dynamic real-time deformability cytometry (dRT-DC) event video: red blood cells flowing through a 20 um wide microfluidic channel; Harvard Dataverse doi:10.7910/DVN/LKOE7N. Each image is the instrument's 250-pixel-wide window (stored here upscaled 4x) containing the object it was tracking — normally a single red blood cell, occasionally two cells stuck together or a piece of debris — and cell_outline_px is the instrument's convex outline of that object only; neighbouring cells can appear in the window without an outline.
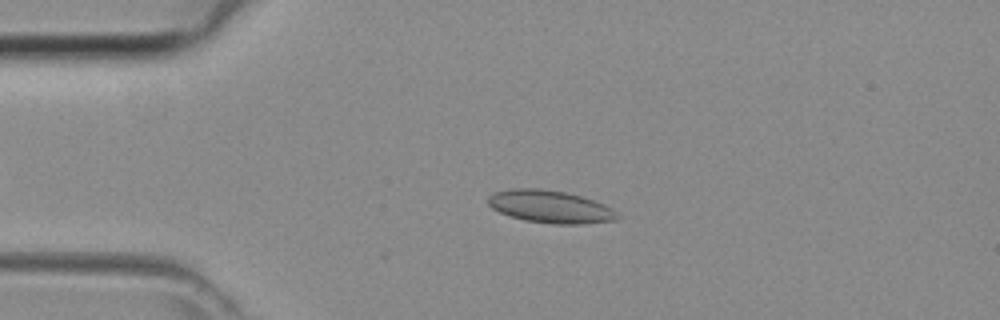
{"species": "common noctule bat (a hibernating species)", "species_latin": "Nyctalus noctula", "temperature_condition": "room temperature", "stored_images_in_passage": 8, "camera_frame_rate_fps": 3000, "um_per_image_px": 0.085, "animal": {"sex": "female", "body_mass_g": 29.2, "forearm_length_mm": 56.3}, "frame": {"image": 1, "passage_image": 2, "time_ms": 0.333, "image_size_px": [1000, 320], "cell_outline_px": [[620, 216], [616, 220], [580, 224], [552, 224], [524, 220], [508, 216], [492, 208], [488, 204], [488, 196], [496, 192], [512, 188], [536, 188], [564, 192], [580, 196], [604, 204], [612, 208]], "centroid_in_image_um": [46.75, 17.58], "position_along_channel_um": 38.2, "area_um2": 24.45}}
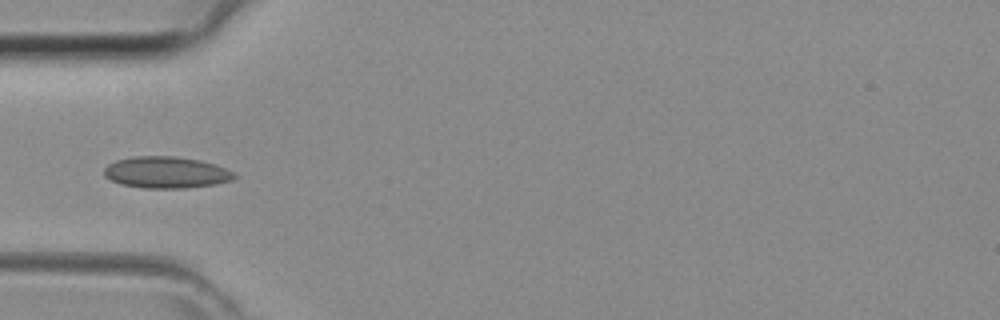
{"frame": {"image": 2, "passage_image": 6, "time_ms": 1.667, "image_size_px": [1000, 320], "cell_outline_px": [[240, 176], [232, 180], [216, 184], [184, 188], [140, 188], [120, 184], [104, 176], [104, 168], [108, 164], [116, 160], [132, 156], [176, 156], [200, 160], [216, 164], [236, 172]], "centroid_in_image_um": [14.17, 14.65], "position_along_channel_um": 70.8, "area_um2": 24.33}}
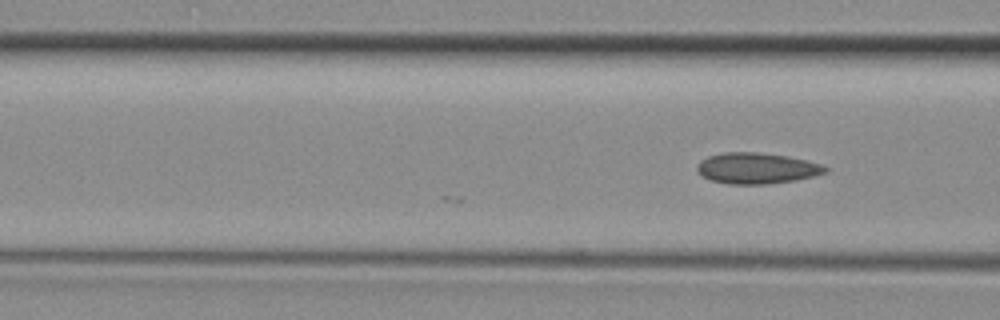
{"frame": {"image": 3, "passage_image": 8, "time_ms": 2.333, "image_size_px": [1000, 320], "cell_outline_px": [[828, 172], [796, 180], [764, 184], [728, 184], [712, 180], [704, 176], [696, 168], [696, 164], [700, 160], [708, 156], [724, 152], [756, 152], [784, 156], [804, 160], [820, 164], [828, 168]], "centroid_in_image_um": [64.29, 14.3], "position_along_channel_um": 102.3, "area_um2": 22.83}}